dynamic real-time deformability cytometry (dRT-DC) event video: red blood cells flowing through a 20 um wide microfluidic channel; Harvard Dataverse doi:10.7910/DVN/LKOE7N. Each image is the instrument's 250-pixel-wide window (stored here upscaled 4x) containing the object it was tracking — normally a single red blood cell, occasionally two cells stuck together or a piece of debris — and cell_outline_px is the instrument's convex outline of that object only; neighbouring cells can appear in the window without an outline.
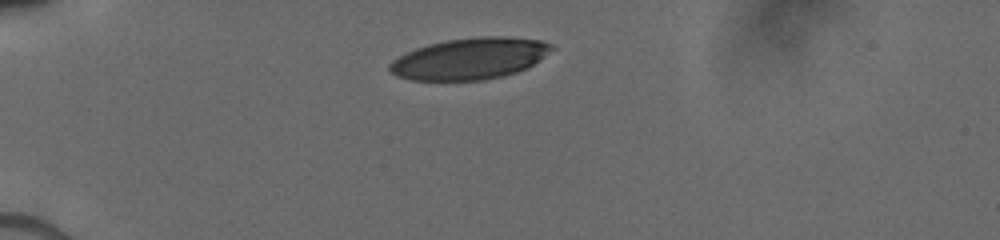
{"species": "human", "species_latin": "Homo sapiens", "temperature_condition": "cold", "stored_images_in_passage": 8, "camera_frame_rate_fps": 3000, "um_per_image_px": 0.085, "donor": {"sex": "male"}, "frame": {"image": 1, "passage_image": 1, "time_ms": 0.0, "image_size_px": [1000, 240], "cell_outline_px": [[556, 48], [528, 68], [516, 72], [484, 80], [412, 80], [396, 76], [388, 68], [388, 64], [392, 60], [416, 48], [428, 44], [448, 40], [480, 36], [508, 36], [540, 40], [552, 44]], "centroid_in_image_um": [39.96, 4.97], "position_along_channel_um": 45.0, "area_um2": 39.13}}
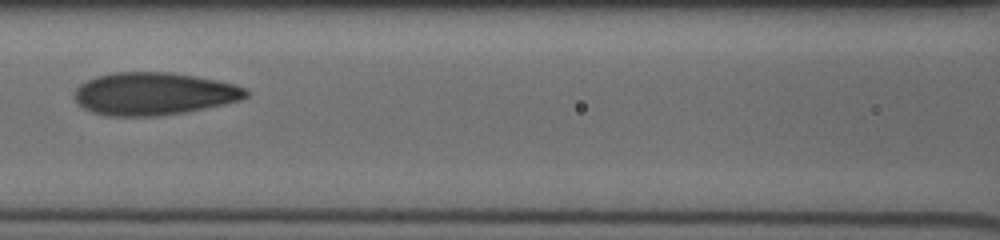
{"frame": {"image": 2, "passage_image": 5, "time_ms": 3.667, "image_size_px": [1000, 240], "cell_outline_px": [[248, 96], [240, 100], [224, 104], [184, 112], [160, 116], [108, 116], [92, 112], [84, 108], [76, 100], [76, 88], [80, 84], [96, 76], [116, 72], [172, 72], [196, 76], [236, 84], [248, 88]], "centroid_in_image_um": [13.11, 7.96], "position_along_channel_um": 153.5, "area_um2": 42.6}}
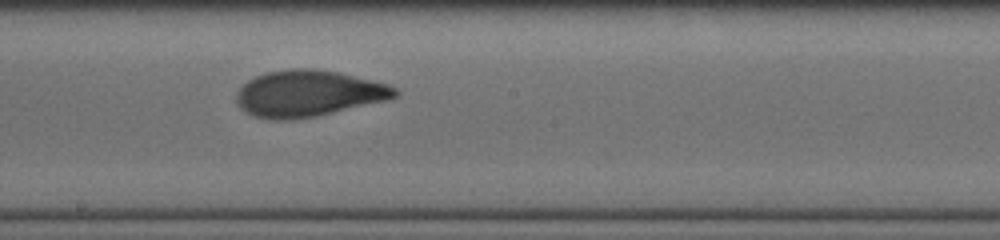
{"frame": {"image": 3, "passage_image": 7, "time_ms": 5.333, "image_size_px": [1000, 240], "cell_outline_px": [[400, 92], [396, 96], [384, 100], [316, 116], [292, 120], [272, 120], [252, 116], [244, 112], [236, 104], [236, 92], [248, 80], [256, 76], [268, 72], [292, 68], [308, 68], [336, 72], [372, 80], [388, 84], [396, 88]], "centroid_in_image_um": [26.15, 7.96], "position_along_channel_um": 222.1, "area_um2": 42.6}}